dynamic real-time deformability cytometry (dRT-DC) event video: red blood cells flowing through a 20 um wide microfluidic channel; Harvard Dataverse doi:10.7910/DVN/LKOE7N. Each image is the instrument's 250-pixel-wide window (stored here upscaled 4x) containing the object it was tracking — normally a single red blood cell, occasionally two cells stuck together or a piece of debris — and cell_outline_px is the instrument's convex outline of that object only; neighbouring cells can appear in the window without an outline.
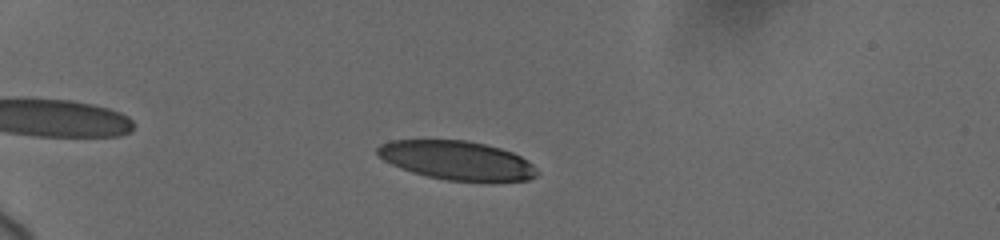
{"species": "human", "species_latin": "Homo sapiens", "temperature_condition": "cold", "stored_images_in_passage": 27, "camera_frame_rate_fps": 3000, "um_per_image_px": 0.085, "donor": {"sex": "female"}, "frame": {"image": 1, "passage_image": 15, "time_ms": 3.667, "image_size_px": [1000, 240], "cell_outline_px": [[540, 172], [536, 176], [528, 180], [448, 180], [428, 176], [412, 172], [400, 168], [384, 160], [376, 152], [376, 148], [380, 144], [392, 140], [464, 140], [484, 144], [500, 148], [512, 152], [528, 160]], "centroid_in_image_um": [38.82, 13.61], "position_along_channel_um": 46.2, "area_um2": 35.72}}
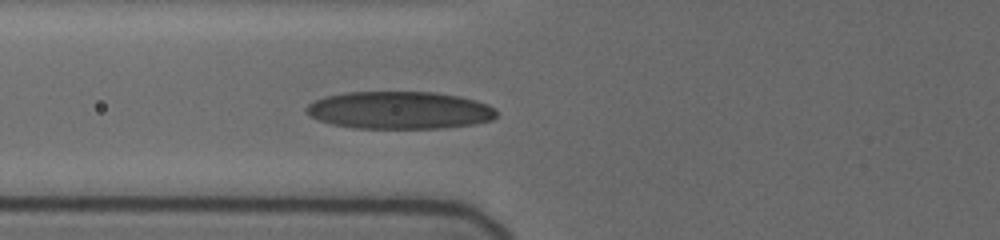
{"frame": {"image": 2, "passage_image": 25, "time_ms": 6.333, "image_size_px": [1000, 240], "cell_outline_px": [[496, 116], [492, 120], [472, 124], [440, 128], [352, 128], [332, 124], [308, 116], [304, 112], [304, 108], [308, 104], [324, 96], [344, 92], [432, 92], [460, 96], [476, 100], [488, 104], [496, 108]], "centroid_in_image_um": [33.93, 9.36], "position_along_channel_um": 91.9, "area_um2": 41.85}}